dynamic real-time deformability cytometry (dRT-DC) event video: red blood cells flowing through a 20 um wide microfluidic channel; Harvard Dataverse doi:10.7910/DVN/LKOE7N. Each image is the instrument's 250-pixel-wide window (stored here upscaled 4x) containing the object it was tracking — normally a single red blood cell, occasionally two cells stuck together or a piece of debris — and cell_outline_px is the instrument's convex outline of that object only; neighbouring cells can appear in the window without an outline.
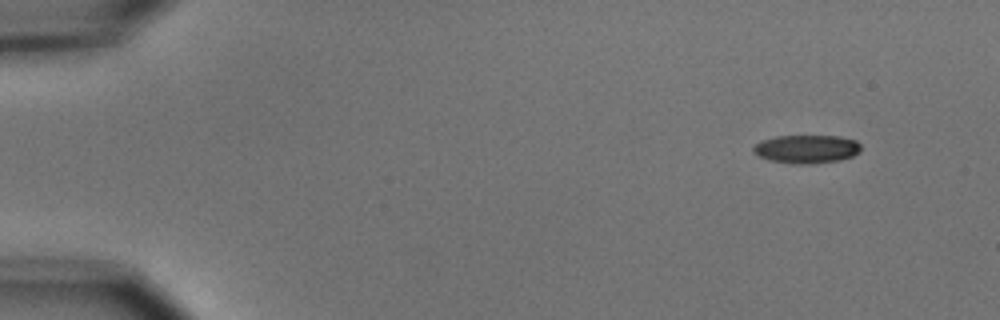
{"species": "common noctule bat (a hibernating species)", "species_latin": "Nyctalus noctula", "temperature_condition": "cold", "stored_images_in_passage": 4, "camera_frame_rate_fps": 3000, "um_per_image_px": 0.085, "animal": {"sex": "male", "body_mass_g": 15.6}, "frame": {"image": 1, "passage_image": 1, "time_ms": 0.0, "image_size_px": [1000, 320], "cell_outline_px": [[860, 152], [852, 156], [840, 160], [812, 164], [796, 164], [772, 160], [760, 156], [752, 152], [752, 148], [756, 144], [764, 140], [776, 136], [836, 136], [856, 140], [860, 144]], "centroid_in_image_um": [68.58, 12.67], "position_along_channel_um": 16.4, "area_um2": 17.63}}
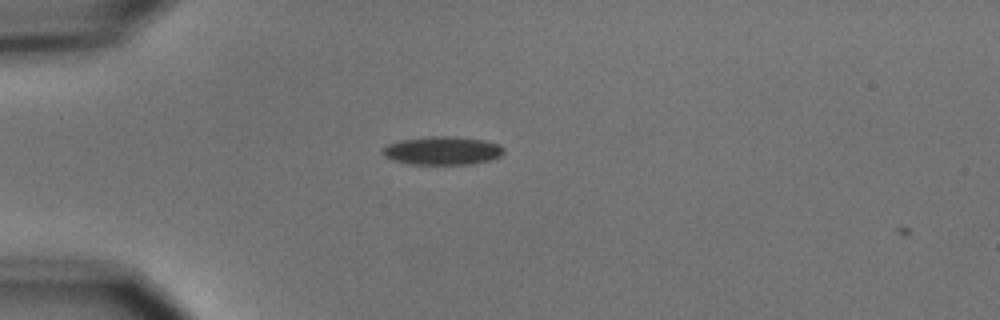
{"frame": {"image": 2, "passage_image": 3, "time_ms": 3.333, "image_size_px": [1000, 320], "cell_outline_px": [[504, 152], [500, 156], [488, 160], [472, 164], [412, 164], [396, 160], [384, 156], [380, 152], [388, 144], [400, 140], [428, 136], [456, 136], [484, 140], [500, 144], [504, 148]], "centroid_in_image_um": [37.63, 12.79], "position_along_channel_um": 47.4, "area_um2": 20.0}}